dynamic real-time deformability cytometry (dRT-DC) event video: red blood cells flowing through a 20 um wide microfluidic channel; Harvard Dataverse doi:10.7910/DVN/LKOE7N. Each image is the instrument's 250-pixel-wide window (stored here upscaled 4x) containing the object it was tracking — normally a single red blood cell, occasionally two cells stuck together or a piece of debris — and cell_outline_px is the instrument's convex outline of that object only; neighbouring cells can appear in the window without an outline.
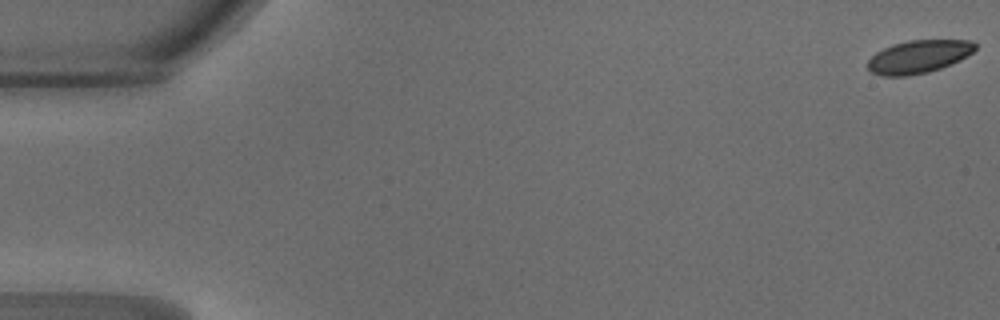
{"species": "common noctule bat (a hibernating species)", "species_latin": "Nyctalus noctula", "temperature_condition": "warm", "stored_images_in_passage": 24, "camera_frame_rate_fps": 3000, "um_per_image_px": 0.085, "animal": {"sex": "male", "body_mass_g": 18.8}, "frame": {"image": 1, "passage_image": 1, "time_ms": 0.0, "image_size_px": [1000, 320], "cell_outline_px": [[976, 48], [972, 52], [960, 60], [952, 64], [928, 72], [908, 76], [880, 76], [872, 72], [868, 68], [868, 60], [876, 52], [892, 44], [908, 40], [972, 40], [976, 44]], "centroid_in_image_um": [78.08, 4.82], "position_along_channel_um": 6.9, "area_um2": 20.69}}
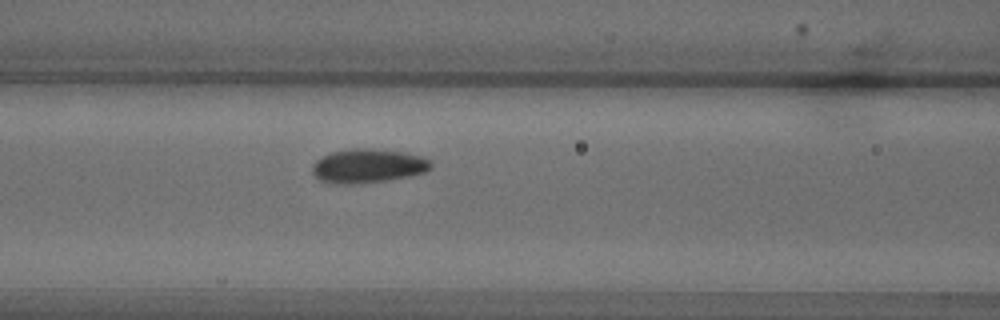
{"frame": {"image": 2, "passage_image": 21, "time_ms": 6.667, "image_size_px": [1000, 320], "cell_outline_px": [[432, 168], [424, 172], [412, 176], [388, 180], [356, 184], [336, 184], [320, 180], [312, 172], [312, 164], [316, 160], [332, 152], [352, 148], [372, 148], [400, 152], [420, 156], [432, 160]], "centroid_in_image_um": [31.29, 14.11], "position_along_channel_um": 135.3, "area_um2": 23.58}}
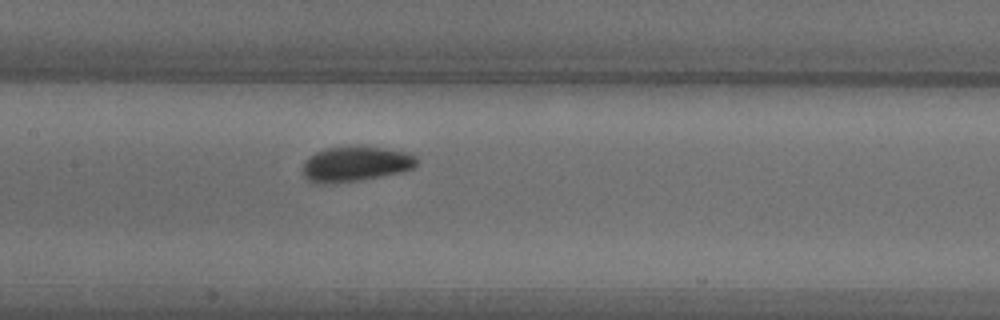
{"frame": {"image": 3, "passage_image": 24, "time_ms": 7.667, "image_size_px": [1000, 320], "cell_outline_px": [[420, 160], [416, 168], [404, 172], [360, 180], [332, 184], [312, 184], [304, 176], [304, 160], [308, 156], [324, 148], [356, 144], [408, 152], [416, 156]], "centroid_in_image_um": [30.25, 13.92], "position_along_channel_um": 177.2, "area_um2": 24.28}}